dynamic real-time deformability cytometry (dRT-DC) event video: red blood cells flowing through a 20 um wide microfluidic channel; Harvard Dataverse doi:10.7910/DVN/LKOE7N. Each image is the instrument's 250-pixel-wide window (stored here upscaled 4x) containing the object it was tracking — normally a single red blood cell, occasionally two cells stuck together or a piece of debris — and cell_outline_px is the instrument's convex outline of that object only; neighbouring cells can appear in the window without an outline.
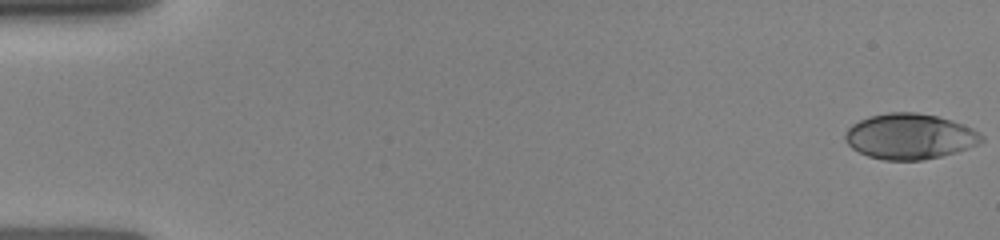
{"species": "human", "species_latin": "Homo sapiens", "temperature_condition": "room temperature", "stored_images_in_passage": 19, "camera_frame_rate_fps": 3000, "um_per_image_px": 0.085, "donor": {"sex": "female"}, "frame": {"image": 1, "passage_image": 1, "time_ms": 0.0, "image_size_px": [1000, 240], "cell_outline_px": [[984, 140], [980, 144], [956, 152], [924, 160], [884, 160], [868, 156], [852, 148], [844, 140], [844, 136], [848, 128], [852, 124], [860, 120], [872, 116], [888, 112], [916, 112], [936, 116], [952, 120], [972, 128], [980, 132], [984, 136]], "centroid_in_image_um": [77.35, 11.6], "position_along_channel_um": 7.6, "area_um2": 36.24}}
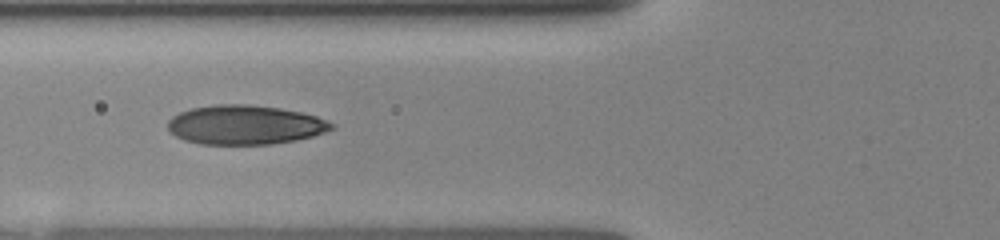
{"frame": {"image": 2, "passage_image": 14, "time_ms": 6.0, "image_size_px": [1000, 240], "cell_outline_px": [[336, 128], [312, 136], [296, 140], [272, 144], [200, 144], [184, 140], [168, 132], [168, 120], [172, 116], [180, 112], [192, 108], [216, 104], [248, 104], [280, 108], [300, 112], [316, 116], [328, 120], [336, 124]], "centroid_in_image_um": [20.83, 10.61], "position_along_channel_um": 105.0, "area_um2": 37.69}}
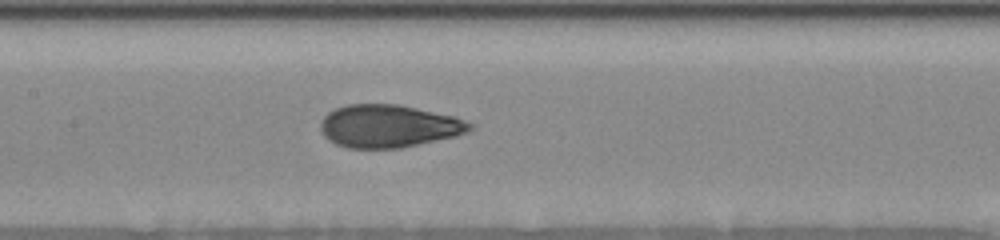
{"frame": {"image": 3, "passage_image": 19, "time_ms": 7.667, "image_size_px": [1000, 240], "cell_outline_px": [[472, 128], [468, 132], [456, 136], [400, 148], [348, 148], [336, 144], [328, 140], [324, 136], [320, 128], [320, 120], [328, 112], [336, 108], [348, 104], [396, 104], [456, 116], [472, 124]], "centroid_in_image_um": [33.02, 10.72], "position_along_channel_um": 174.4, "area_um2": 37.22}}